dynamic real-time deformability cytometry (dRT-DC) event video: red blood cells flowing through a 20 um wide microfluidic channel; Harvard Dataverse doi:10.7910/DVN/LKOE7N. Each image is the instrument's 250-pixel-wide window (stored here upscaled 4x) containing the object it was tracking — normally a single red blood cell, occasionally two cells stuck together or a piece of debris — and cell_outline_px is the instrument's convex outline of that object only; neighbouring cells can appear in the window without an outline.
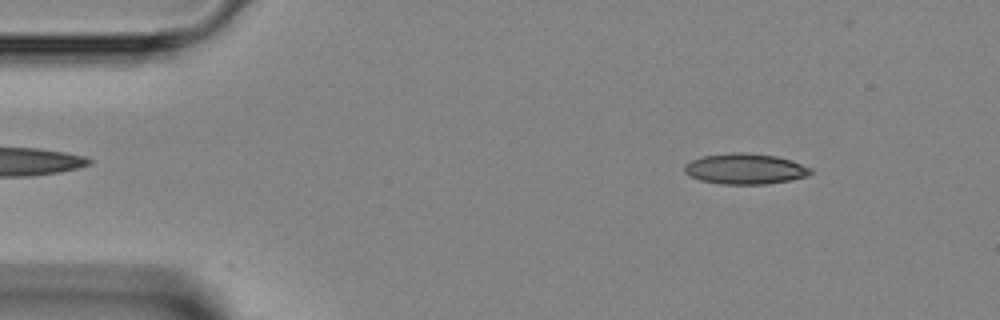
{"species": "Egyptian fruit bat (a non-hibernating species)", "species_latin": "Rousettus aegyptiacus", "temperature_condition": "room temperature", "stored_images_in_passage": 45, "camera_frame_rate_fps": 3000, "um_per_image_px": 0.085, "animal": {"sex": "female"}, "frame": {"image": 1, "passage_image": 5, "time_ms": 1.333, "image_size_px": [1000, 320], "cell_outline_px": [[812, 172], [808, 176], [768, 184], [720, 184], [700, 180], [684, 172], [684, 164], [692, 160], [704, 156], [732, 152], [744, 152], [776, 156], [792, 160], [812, 168]], "centroid_in_image_um": [63.35, 14.35], "position_along_channel_um": 21.6, "area_um2": 22.54}}
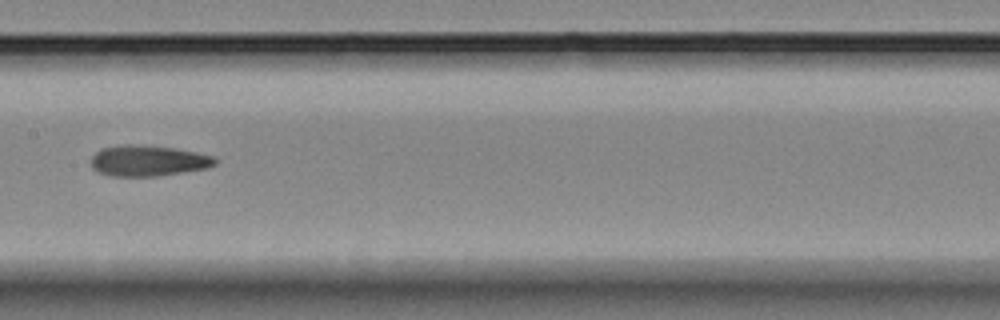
{"frame": {"image": 2, "passage_image": 22, "time_ms": 7.0, "image_size_px": [1000, 320], "cell_outline_px": [[216, 164], [208, 168], [156, 176], [108, 176], [96, 172], [92, 168], [92, 156], [100, 148], [120, 144], [136, 144], [176, 148], [216, 156]], "centroid_in_image_um": [12.57, 13.65], "position_along_channel_um": 194.8, "area_um2": 22.6}}
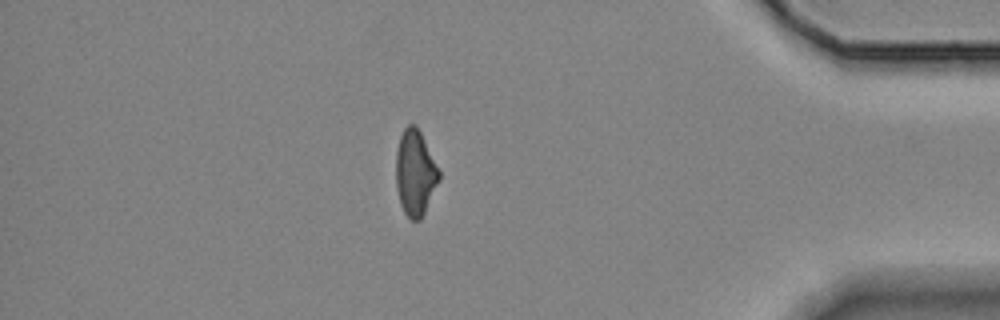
{"frame": {"image": 3, "passage_image": 39, "time_ms": 12.667, "image_size_px": [1000, 320], "cell_outline_px": [[440, 180], [420, 220], [412, 220], [404, 212], [400, 204], [396, 188], [396, 152], [400, 136], [404, 128], [408, 124], [416, 124], [440, 172]], "centroid_in_image_um": [35.27, 14.69], "position_along_channel_um": 399.9, "area_um2": 21.33}}